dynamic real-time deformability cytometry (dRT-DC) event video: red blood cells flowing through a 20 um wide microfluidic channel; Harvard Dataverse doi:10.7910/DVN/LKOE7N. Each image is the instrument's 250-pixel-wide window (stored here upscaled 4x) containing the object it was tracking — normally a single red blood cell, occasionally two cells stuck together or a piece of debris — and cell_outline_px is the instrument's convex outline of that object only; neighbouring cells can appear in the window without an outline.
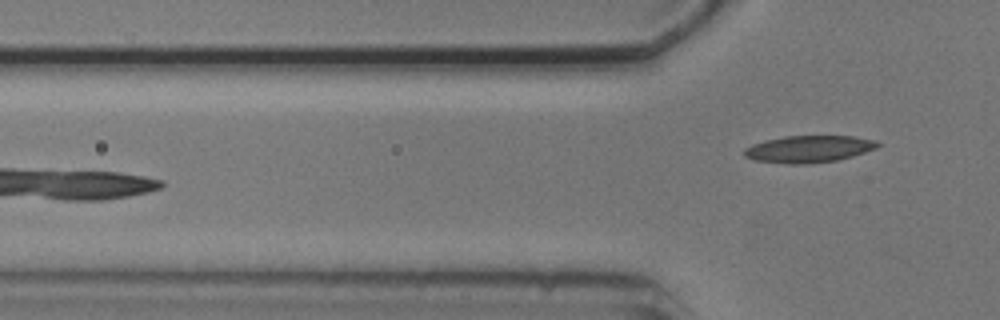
{"species": "common noctule bat (a hibernating species)", "species_latin": "Nyctalus noctula", "temperature_condition": "cold", "stored_images_in_passage": 3, "camera_frame_rate_fps": 3000, "um_per_image_px": 0.085, "animal": {"sex": "male", "body_mass_g": 20.5, "forearm_length_mm": 52.5}, "frame": {"image": 1, "passage_image": 3, "time_ms": 2.333, "image_size_px": [1000, 320], "cell_outline_px": [[880, 144], [876, 148], [852, 156], [836, 160], [804, 164], [788, 164], [756, 160], [744, 156], [744, 148], [752, 144], [764, 140], [784, 136], [852, 136], [872, 140]], "centroid_in_image_um": [68.69, 12.66], "position_along_channel_um": 57.1, "area_um2": 20.75}}